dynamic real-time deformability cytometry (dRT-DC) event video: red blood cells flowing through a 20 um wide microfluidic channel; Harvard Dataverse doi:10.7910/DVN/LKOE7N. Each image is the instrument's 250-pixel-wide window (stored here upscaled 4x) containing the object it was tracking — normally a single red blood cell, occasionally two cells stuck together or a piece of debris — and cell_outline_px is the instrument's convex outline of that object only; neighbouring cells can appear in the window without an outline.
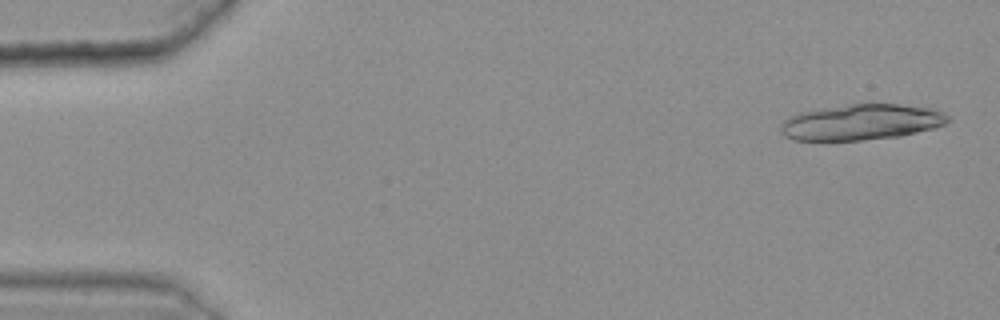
{"species": "common noctule bat (a hibernating species)", "species_latin": "Nyctalus noctula", "temperature_condition": "warm", "stored_images_in_passage": 18, "camera_frame_rate_fps": 3000, "um_per_image_px": 0.085, "animal": {"sex": "female", "body_mass_g": 25.1}, "frame": {"image": 1, "passage_image": 2, "time_ms": 0.333, "image_size_px": [1000, 320], "cell_outline_px": [[948, 120], [944, 124], [932, 128], [900, 136], [860, 140], [792, 140], [784, 136], [780, 132], [780, 124], [788, 116], [800, 112], [820, 108], [868, 100], [932, 108], [948, 116]], "centroid_in_image_um": [73.15, 10.34], "position_along_channel_um": 11.8, "area_um2": 35.66}}